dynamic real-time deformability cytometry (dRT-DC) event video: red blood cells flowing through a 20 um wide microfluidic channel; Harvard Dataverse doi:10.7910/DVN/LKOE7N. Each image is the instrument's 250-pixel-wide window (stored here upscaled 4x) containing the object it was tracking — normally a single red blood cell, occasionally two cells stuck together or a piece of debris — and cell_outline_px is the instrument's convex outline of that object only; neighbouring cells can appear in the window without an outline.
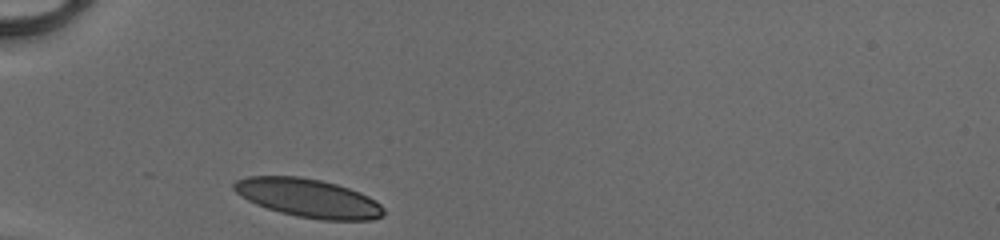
{"species": "human", "species_latin": "Homo sapiens", "temperature_condition": "cold", "stored_images_in_passage": 27, "camera_frame_rate_fps": 3000, "um_per_image_px": 0.085, "donor": {"sex": "male"}, "frame": {"image": 1, "passage_image": 1, "time_ms": 0.0, "image_size_px": [1000, 240], "cell_outline_px": [[384, 216], [372, 220], [320, 220], [296, 216], [280, 212], [256, 204], [240, 196], [232, 188], [232, 184], [236, 180], [248, 176], [300, 176], [320, 180], [336, 184], [360, 192], [376, 200], [384, 208]], "centroid_in_image_um": [26.21, 16.84], "position_along_channel_um": 58.8, "area_um2": 33.76}}
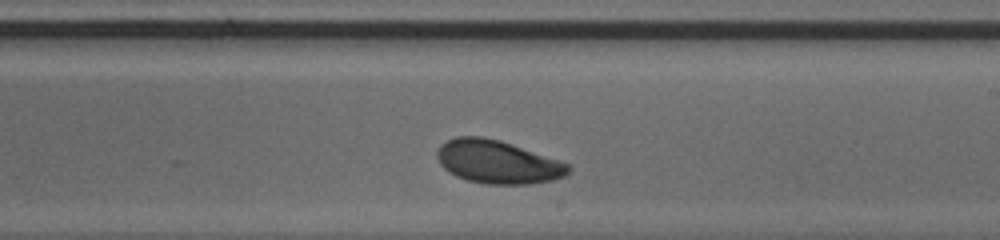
{"frame": {"image": 2, "passage_image": 16, "time_ms": 5.0, "image_size_px": [1000, 240], "cell_outline_px": [[572, 168], [564, 176], [552, 180], [532, 184], [488, 184], [468, 180], [456, 176], [448, 172], [440, 164], [436, 156], [436, 152], [440, 144], [456, 136], [480, 136], [500, 140], [560, 160], [568, 164]], "centroid_in_image_um": [42.28, 13.76], "position_along_channel_um": 246.7, "area_um2": 33.12}}
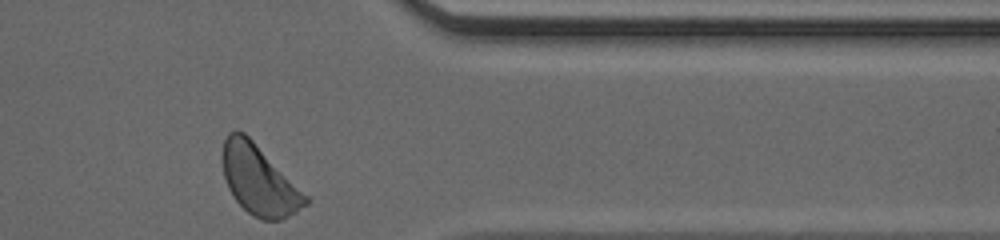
{"frame": {"image": 3, "passage_image": 27, "time_ms": 8.667, "image_size_px": [1000, 240], "cell_outline_px": [[308, 204], [296, 212], [280, 220], [260, 220], [252, 216], [232, 196], [228, 188], [224, 176], [220, 160], [220, 156], [224, 140], [228, 132], [244, 132], [308, 196]], "centroid_in_image_um": [21.98, 15.32], "position_along_channel_um": 389.4, "area_um2": 33.52}, "authors_computed_cell_mechanics": {"area_um2": 32.946, "velocity_mm_per_s": 4.0793, "shape_relaxation_time_tau1_ms": 2.6615, "shape_relaxation_time_tau2_ms": null, "deformation_change_tau1": 0.1166, "deformation_change_tau2": null}}